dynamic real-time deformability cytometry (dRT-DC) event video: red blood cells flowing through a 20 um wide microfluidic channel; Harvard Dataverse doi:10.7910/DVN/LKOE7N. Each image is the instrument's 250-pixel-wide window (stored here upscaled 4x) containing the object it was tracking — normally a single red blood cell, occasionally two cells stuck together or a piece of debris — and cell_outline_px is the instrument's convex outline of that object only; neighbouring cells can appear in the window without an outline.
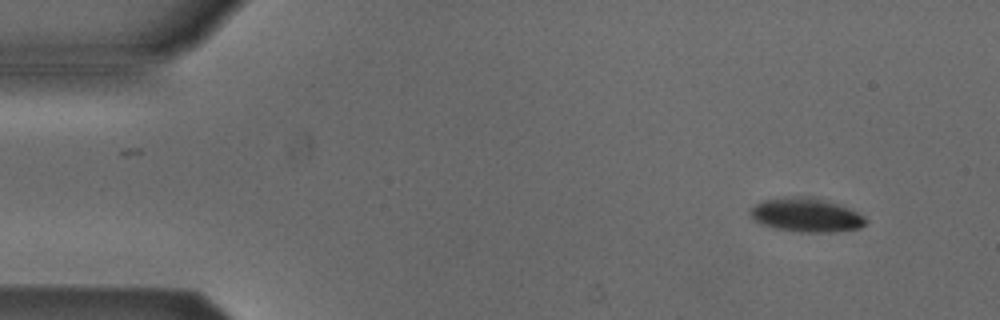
{"species": "Egyptian fruit bat (a non-hibernating species)", "species_latin": "Rousettus aegyptiacus", "temperature_condition": "cold", "stored_images_in_passage": 4, "camera_frame_rate_fps": 3000, "um_per_image_px": 0.085, "animal": {"sex": "male"}, "frame": {"image": 1, "passage_image": 1, "time_ms": 0.0, "image_size_px": [1000, 320], "cell_outline_px": [[868, 220], [860, 228], [832, 232], [800, 232], [776, 228], [752, 220], [748, 216], [748, 212], [756, 204], [764, 200], [792, 196], [800, 196], [824, 200], [848, 208], [864, 216]], "centroid_in_image_um": [68.49, 18.29], "position_along_channel_um": 16.5, "area_um2": 22.54}}
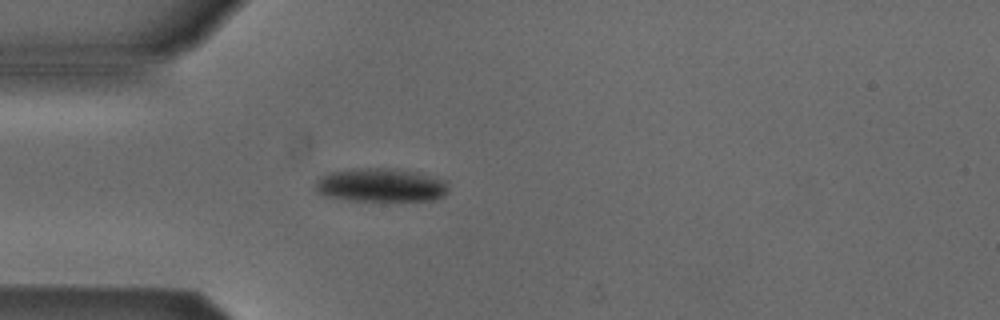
{"frame": {"image": 2, "passage_image": 4, "time_ms": 3.333, "image_size_px": [1000, 320], "cell_outline_px": [[448, 192], [444, 196], [436, 200], [348, 200], [328, 196], [316, 192], [316, 180], [320, 176], [328, 172], [352, 168], [396, 168], [420, 172], [444, 180], [448, 184]], "centroid_in_image_um": [32.38, 15.71], "position_along_channel_um": 52.6, "area_um2": 26.3}}